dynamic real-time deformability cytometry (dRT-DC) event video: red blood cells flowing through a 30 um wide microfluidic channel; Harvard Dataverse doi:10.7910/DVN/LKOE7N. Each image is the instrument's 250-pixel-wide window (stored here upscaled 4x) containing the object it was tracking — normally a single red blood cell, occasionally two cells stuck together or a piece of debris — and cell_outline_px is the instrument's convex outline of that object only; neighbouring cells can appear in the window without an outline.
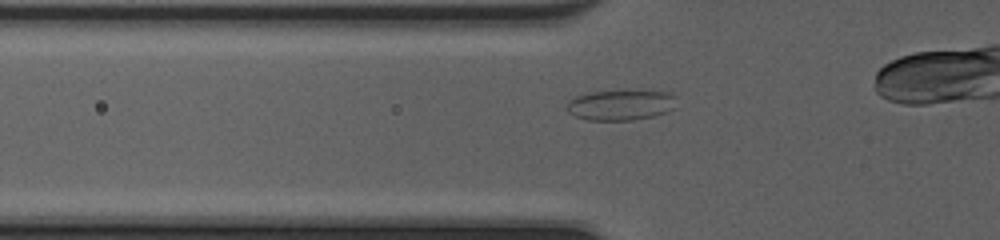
{"species": "common noctule bat (a hibernating species)", "species_latin": "Nyctalus noctula", "temperature_condition": "cold", "stored_images_in_passage": 31, "camera_frame_rate_fps": 3000, "um_per_image_px": 0.085, "animal": {"sex": "female", "body_mass_g": 20.0, "forearm_length_mm": 54.0}, "frame": {"image": 1, "passage_image": 5, "time_ms": 1.333, "image_size_px": [1000, 240], "cell_outline_px": [[676, 108], [652, 116], [632, 120], [588, 120], [576, 116], [568, 112], [564, 108], [568, 100], [576, 96], [588, 92], [668, 92], [676, 96]], "centroid_in_image_um": [52.72, 8.94], "position_along_channel_um": 73.1, "area_um2": 19.19}}
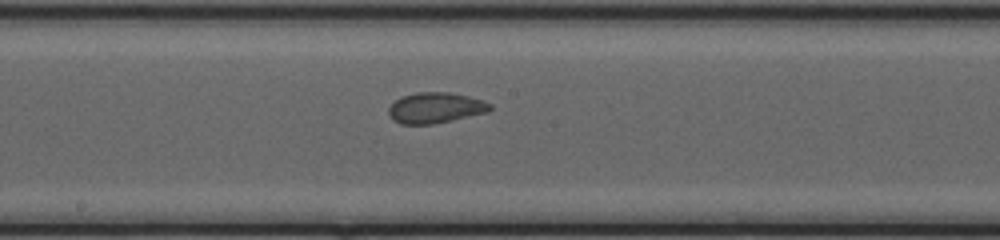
{"frame": {"image": 2, "passage_image": 15, "time_ms": 4.667, "image_size_px": [1000, 240], "cell_outline_px": [[492, 108], [488, 112], [452, 120], [432, 124], [400, 124], [392, 120], [388, 112], [388, 108], [396, 100], [404, 96], [416, 92], [448, 92], [468, 96], [484, 100], [492, 104]], "centroid_in_image_um": [37.02, 9.16], "position_along_channel_um": 211.2, "area_um2": 18.15}}
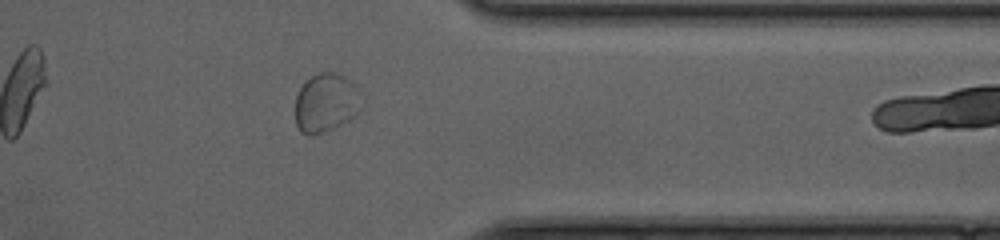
{"frame": {"image": 3, "passage_image": 28, "time_ms": 9.0, "image_size_px": [1000, 240], "cell_outline_px": [[360, 92], [356, 112], [348, 120], [332, 128], [312, 136], [308, 136], [300, 132], [296, 124], [296, 96], [300, 88], [312, 76], [320, 72], [332, 72], [344, 76]], "centroid_in_image_um": [27.64, 8.75], "position_along_channel_um": 383.8, "area_um2": 22.02}}